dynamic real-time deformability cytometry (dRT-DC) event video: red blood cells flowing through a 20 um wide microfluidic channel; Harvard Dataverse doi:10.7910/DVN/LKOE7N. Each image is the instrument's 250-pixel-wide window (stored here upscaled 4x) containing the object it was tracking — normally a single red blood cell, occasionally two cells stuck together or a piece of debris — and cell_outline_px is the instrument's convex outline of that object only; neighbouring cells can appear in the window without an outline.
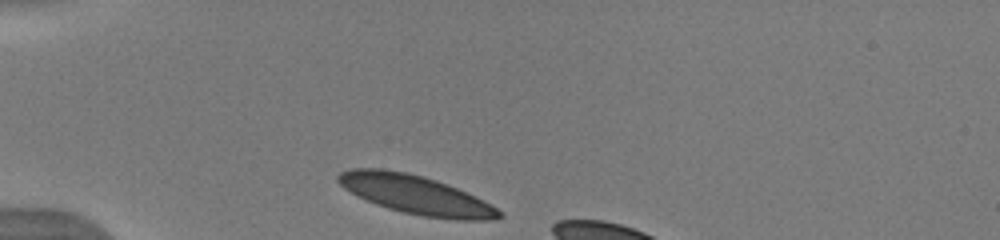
{"species": "human", "species_latin": "Homo sapiens", "temperature_condition": "warm", "stored_images_in_passage": 4, "camera_frame_rate_fps": 3000, "um_per_image_px": 0.085, "donor": {"sex": "male"}, "frame": {"image": 1, "passage_image": 1, "time_ms": 0.0, "image_size_px": [1000, 240], "cell_outline_px": [[504, 216], [496, 220], [456, 220], [420, 216], [388, 208], [376, 204], [356, 196], [344, 188], [336, 180], [336, 176], [340, 172], [352, 168], [380, 168], [404, 172], [436, 180], [456, 188], [496, 208]], "centroid_in_image_um": [35.28, 16.56], "position_along_channel_um": 49.7, "area_um2": 35.95}}